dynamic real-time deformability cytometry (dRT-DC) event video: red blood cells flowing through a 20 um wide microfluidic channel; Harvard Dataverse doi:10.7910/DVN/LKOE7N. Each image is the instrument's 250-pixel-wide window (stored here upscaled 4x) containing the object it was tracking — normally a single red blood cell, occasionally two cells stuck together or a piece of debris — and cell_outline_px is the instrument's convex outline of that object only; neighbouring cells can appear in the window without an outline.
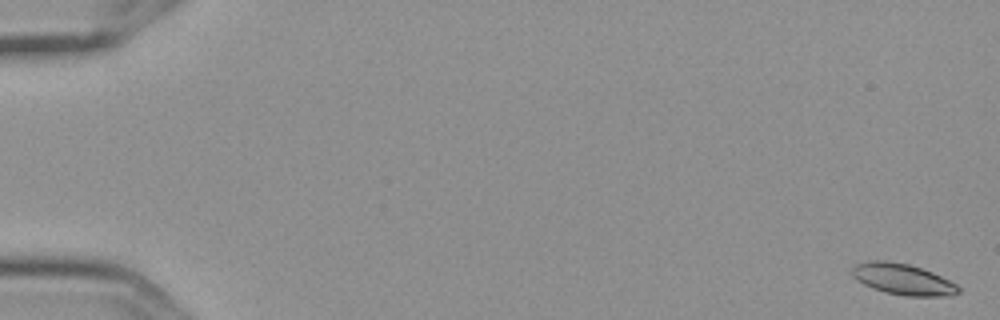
{"species": "Egyptian fruit bat (a non-hibernating species)", "species_latin": "Rousettus aegyptiacus", "temperature_condition": "cold", "stored_images_in_passage": 7, "camera_frame_rate_fps": 3000, "um_per_image_px": 0.085, "frame": {"image": 1, "passage_image": 1, "time_ms": 0.0, "image_size_px": [1000, 320], "cell_outline_px": [[960, 292], [952, 296], [904, 296], [884, 292], [872, 288], [856, 280], [852, 276], [852, 268], [856, 264], [868, 260], [888, 260], [908, 264], [932, 272], [956, 284], [960, 288]], "centroid_in_image_um": [76.72, 23.74], "position_along_channel_um": 8.3, "area_um2": 19.36}}